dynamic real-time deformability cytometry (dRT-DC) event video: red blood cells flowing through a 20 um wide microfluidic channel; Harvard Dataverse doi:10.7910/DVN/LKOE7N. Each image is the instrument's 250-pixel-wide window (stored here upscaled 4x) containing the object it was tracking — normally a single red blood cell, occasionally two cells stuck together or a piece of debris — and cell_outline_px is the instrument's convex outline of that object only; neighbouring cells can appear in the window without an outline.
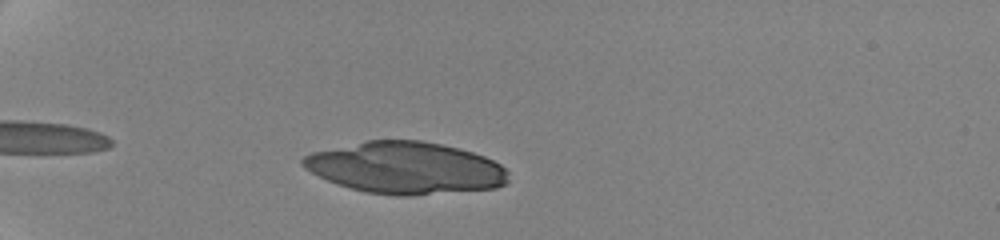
{"species": "human", "species_latin": "Homo sapiens", "temperature_condition": "cold", "stored_images_in_passage": 40, "camera_frame_rate_fps": 3000, "um_per_image_px": 0.085, "donor": {"sex": "female"}, "frame": {"image": 1, "passage_image": 5, "time_ms": 1.333, "image_size_px": [1000, 240], "cell_outline_px": [[508, 184], [496, 188], [412, 196], [396, 196], [368, 192], [336, 184], [304, 168], [300, 164], [300, 160], [304, 156], [312, 152], [368, 140], [420, 140], [460, 148], [484, 156], [500, 164], [508, 172]], "centroid_in_image_um": [34.49, 14.27], "position_along_channel_um": 50.5, "area_um2": 62.19}}